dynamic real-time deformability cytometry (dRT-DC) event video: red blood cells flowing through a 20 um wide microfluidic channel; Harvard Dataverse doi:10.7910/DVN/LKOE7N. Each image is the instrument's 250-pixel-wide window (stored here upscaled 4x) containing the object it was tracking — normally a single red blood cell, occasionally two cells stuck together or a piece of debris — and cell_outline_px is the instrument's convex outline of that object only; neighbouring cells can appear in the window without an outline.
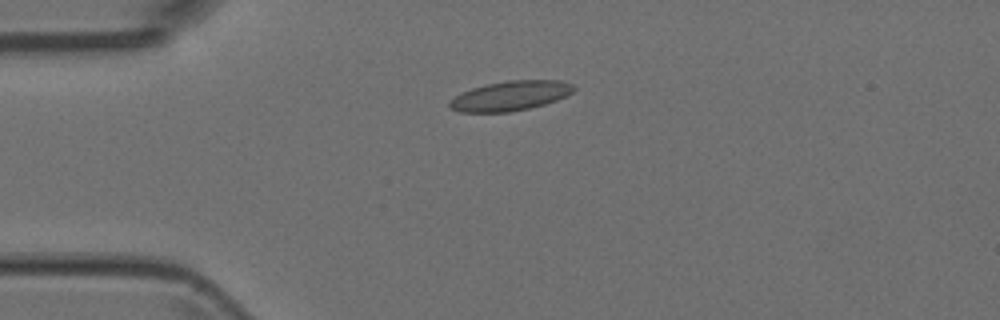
{"species": "Egyptian fruit bat (a non-hibernating species)", "species_latin": "Rousettus aegyptiacus", "temperature_condition": "room temperature", "stored_images_in_passage": 3, "camera_frame_rate_fps": 3000, "um_per_image_px": 0.085, "animal": {"sex": "female"}, "frame": {"image": 1, "passage_image": 1, "time_ms": 0.0, "image_size_px": [1000, 320], "cell_outline_px": [[576, 88], [572, 92], [556, 100], [544, 104], [528, 108], [508, 112], [460, 112], [452, 108], [448, 104], [448, 100], [460, 92], [484, 84], [508, 80], [560, 80], [572, 84]], "centroid_in_image_um": [43.33, 8.13], "position_along_channel_um": 41.7, "area_um2": 21.5}}
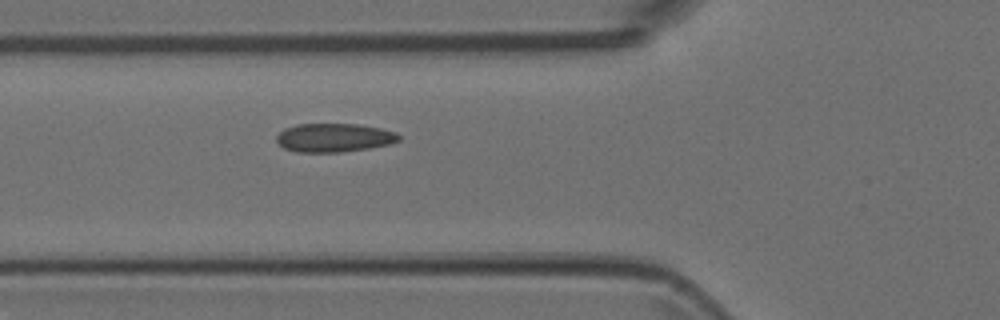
{"frame": {"image": 2, "passage_image": 3, "time_ms": 0.667, "image_size_px": [1000, 320], "cell_outline_px": [[400, 140], [388, 144], [368, 148], [340, 152], [296, 152], [284, 148], [276, 140], [276, 136], [284, 128], [296, 124], [356, 124], [380, 128], [396, 132], [400, 136]], "centroid_in_image_um": [28.37, 11.7], "position_along_channel_um": 97.4, "area_um2": 20.35}}